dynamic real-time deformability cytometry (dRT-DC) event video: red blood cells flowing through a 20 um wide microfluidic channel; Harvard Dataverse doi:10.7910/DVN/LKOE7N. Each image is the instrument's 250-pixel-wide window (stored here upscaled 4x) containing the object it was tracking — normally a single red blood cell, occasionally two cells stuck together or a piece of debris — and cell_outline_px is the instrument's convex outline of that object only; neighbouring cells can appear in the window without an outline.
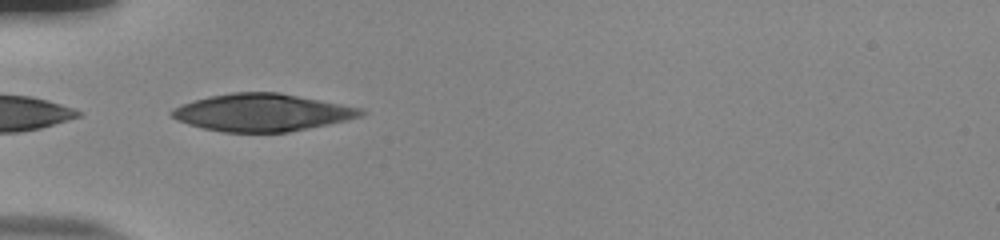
{"species": "human", "species_latin": "Homo sapiens", "temperature_condition": "room temperature", "stored_images_in_passage": 15, "camera_frame_rate_fps": 3000, "um_per_image_px": 0.085, "donor": {"sex": "male"}, "frame": {"image": 1, "passage_image": 1, "time_ms": 0.0, "image_size_px": [1000, 240], "cell_outline_px": [[364, 112], [360, 116], [348, 120], [288, 132], [220, 132], [188, 124], [176, 120], [168, 112], [172, 108], [180, 104], [192, 100], [208, 96], [232, 92], [280, 92], [364, 108]], "centroid_in_image_um": [22.24, 9.55], "position_along_channel_um": 62.8, "area_um2": 41.5}}
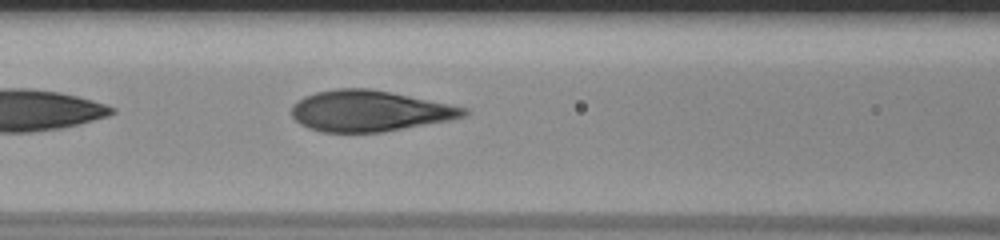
{"frame": {"image": 2, "passage_image": 7, "time_ms": 2.0, "image_size_px": [1000, 240], "cell_outline_px": [[468, 112], [464, 116], [448, 120], [384, 132], [320, 132], [308, 128], [300, 124], [292, 116], [292, 104], [296, 100], [304, 96], [316, 92], [336, 88], [368, 88], [392, 92], [468, 108]], "centroid_in_image_um": [31.36, 9.43], "position_along_channel_um": 135.2, "area_um2": 41.1}}
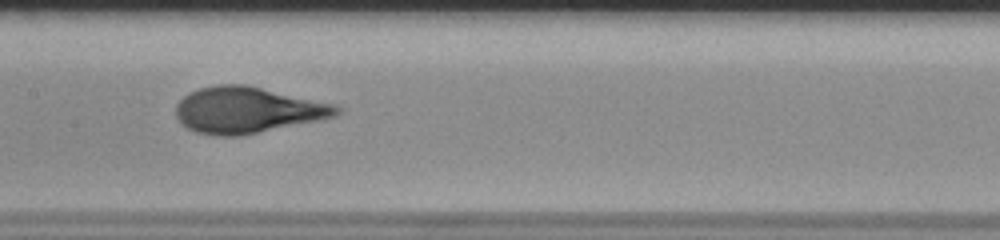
{"frame": {"image": 3, "passage_image": 11, "time_ms": 3.333, "image_size_px": [1000, 240], "cell_outline_px": [[344, 108], [340, 112], [332, 116], [320, 120], [240, 136], [216, 136], [196, 132], [188, 128], [176, 116], [176, 104], [188, 92], [200, 88], [216, 84], [244, 84], [336, 104]], "centroid_in_image_um": [21.04, 9.35], "position_along_channel_um": 186.4, "area_um2": 43.18}}